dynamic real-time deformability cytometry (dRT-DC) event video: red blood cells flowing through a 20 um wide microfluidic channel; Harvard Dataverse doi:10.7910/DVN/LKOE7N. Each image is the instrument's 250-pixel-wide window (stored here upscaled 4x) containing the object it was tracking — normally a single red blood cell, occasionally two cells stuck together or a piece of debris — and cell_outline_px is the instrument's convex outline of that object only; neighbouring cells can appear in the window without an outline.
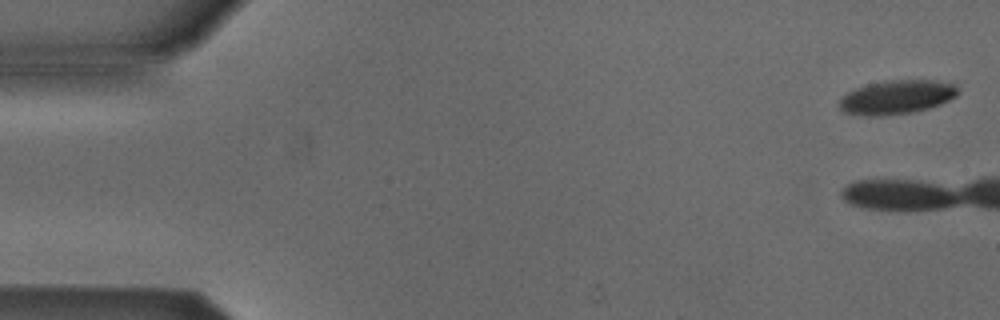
{"species": "Egyptian fruit bat (a non-hibernating species)", "species_latin": "Rousettus aegyptiacus", "temperature_condition": "cold", "stored_images_in_passage": 4, "camera_frame_rate_fps": 3000, "um_per_image_px": 0.085, "animal": {"sex": "male"}, "frame": {"image": 1, "passage_image": 1, "time_ms": 0.0, "image_size_px": [1000, 320], "cell_outline_px": [[956, 96], [940, 104], [928, 108], [912, 112], [876, 116], [872, 116], [844, 112], [840, 108], [840, 100], [848, 92], [856, 88], [868, 84], [884, 80], [932, 80], [952, 84], [956, 88]], "centroid_in_image_um": [76.2, 8.25], "position_along_channel_um": 8.8, "area_um2": 22.95}}